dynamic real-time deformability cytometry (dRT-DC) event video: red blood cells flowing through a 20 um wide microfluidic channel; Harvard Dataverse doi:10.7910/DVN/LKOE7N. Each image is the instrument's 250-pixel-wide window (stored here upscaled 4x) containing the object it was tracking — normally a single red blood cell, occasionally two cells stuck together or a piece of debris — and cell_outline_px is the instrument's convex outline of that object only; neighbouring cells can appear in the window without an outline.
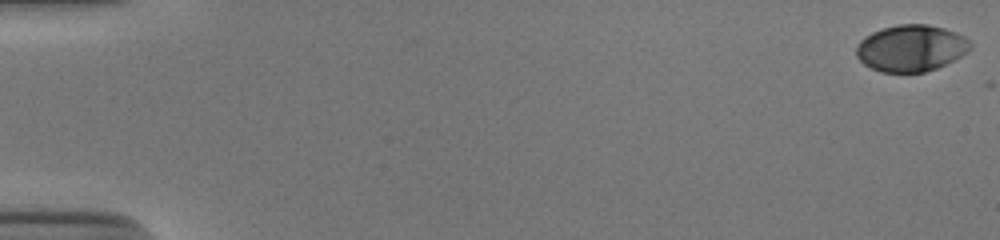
{"species": "human", "species_latin": "Homo sapiens", "temperature_condition": "cold", "stored_images_in_passage": 54, "camera_frame_rate_fps": 3000, "um_per_image_px": 0.085, "donor": {"sex": "male"}, "frame": {"image": 1, "passage_image": 1, "time_ms": 0.0, "image_size_px": [1000, 240], "cell_outline_px": [[972, 48], [968, 52], [936, 68], [924, 72], [880, 72], [864, 64], [856, 56], [856, 44], [864, 36], [872, 32], [896, 24], [928, 24], [944, 28], [956, 32], [964, 36], [972, 44]], "centroid_in_image_um": [77.42, 4.08], "position_along_channel_um": 7.6, "area_um2": 31.04}}
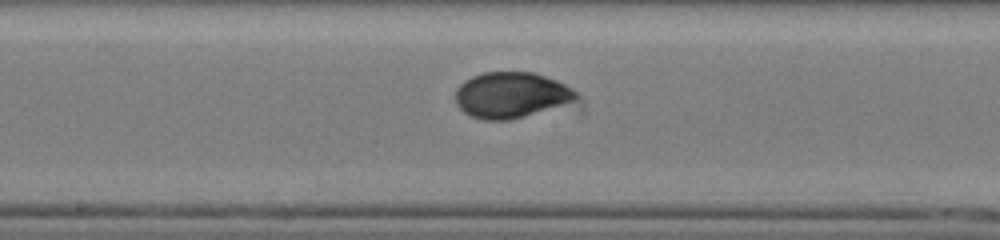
{"frame": {"image": 2, "passage_image": 30, "time_ms": 9.667, "image_size_px": [1000, 240], "cell_outline_px": [[580, 96], [572, 100], [560, 104], [508, 120], [484, 120], [472, 116], [464, 112], [456, 104], [456, 88], [464, 80], [472, 76], [484, 72], [532, 72], [556, 80], [580, 92]], "centroid_in_image_um": [43.39, 8.05], "position_along_channel_um": 204.8, "area_um2": 31.62}}
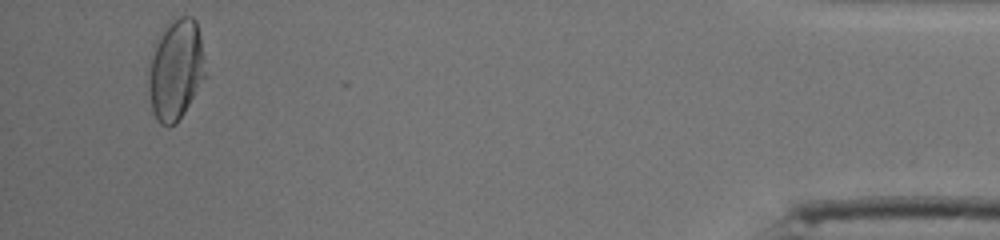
{"frame": {"image": 3, "passage_image": 52, "time_ms": 17.0, "image_size_px": [1000, 240], "cell_outline_px": [[208, 76], [176, 124], [168, 128], [160, 124], [156, 120], [152, 112], [148, 88], [148, 76], [152, 56], [156, 40], [160, 32], [168, 20], [172, 16], [192, 16], [196, 20], [200, 36]], "centroid_in_image_um": [14.96, 5.91], "position_along_channel_um": 420.2, "area_um2": 34.22}, "authors_computed_cell_mechanics": {"area_um2": 31.4143, "velocity_mm_per_s": 3.8647, "shape_relaxation_time_tau1_ms": 3.5898, "shape_relaxation_time_tau2_ms": 1.1733, "deformation_change_tau1": 0.1645, "deformation_change_tau2": 0.0368}}